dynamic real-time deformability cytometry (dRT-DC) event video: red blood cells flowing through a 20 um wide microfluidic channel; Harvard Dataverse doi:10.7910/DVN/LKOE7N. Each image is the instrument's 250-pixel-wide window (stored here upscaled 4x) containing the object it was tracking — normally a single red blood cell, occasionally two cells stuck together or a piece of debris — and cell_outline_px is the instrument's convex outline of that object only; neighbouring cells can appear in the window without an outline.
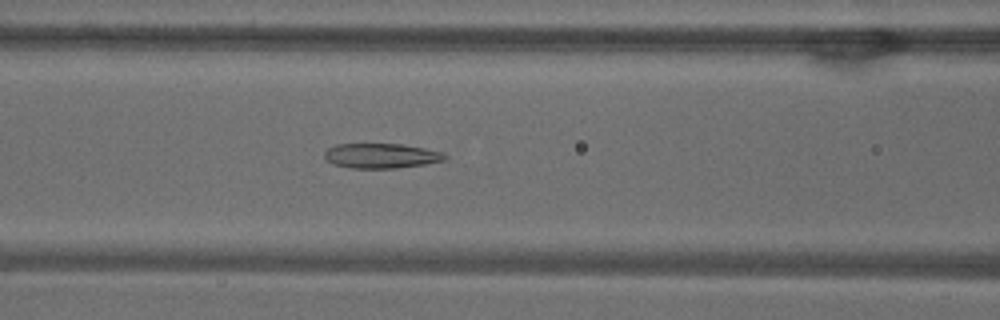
{"species": "common noctule bat (a hibernating species)", "species_latin": "Nyctalus noctula", "temperature_condition": "warm", "stored_images_in_passage": 50, "camera_frame_rate_fps": 3000, "um_per_image_px": 0.085, "animal": {"sex": "male", "body_mass_g": 18.8}, "frame": {"image": 1, "passage_image": 22, "time_ms": 7.0, "image_size_px": [1000, 320], "cell_outline_px": [[448, 160], [428, 164], [396, 168], [348, 168], [332, 164], [324, 156], [324, 152], [328, 148], [336, 144], [400, 144], [424, 148], [444, 152], [448, 156]], "centroid_in_image_um": [32.45, 13.25], "position_along_channel_um": 134.2, "area_um2": 17.69}}
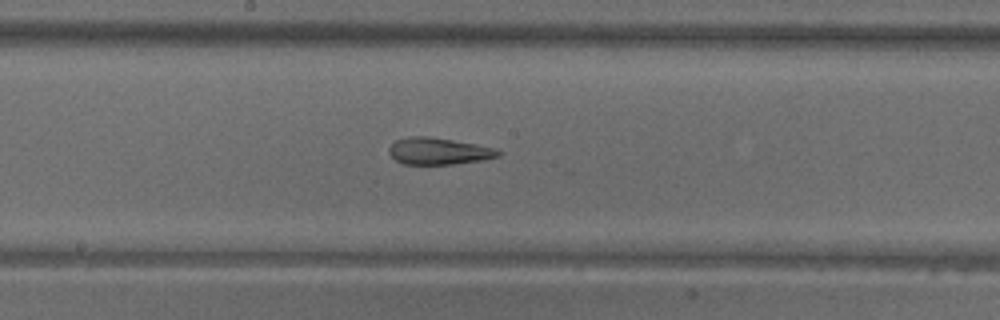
{"frame": {"image": 2, "passage_image": 28, "time_ms": 9.0, "image_size_px": [1000, 320], "cell_outline_px": [[504, 152], [500, 156], [484, 160], [452, 164], [404, 164], [396, 160], [388, 152], [388, 148], [396, 140], [412, 136], [428, 136], [476, 144], [496, 148]], "centroid_in_image_um": [37.33, 12.85], "position_along_channel_um": 210.9, "area_um2": 17.11}}
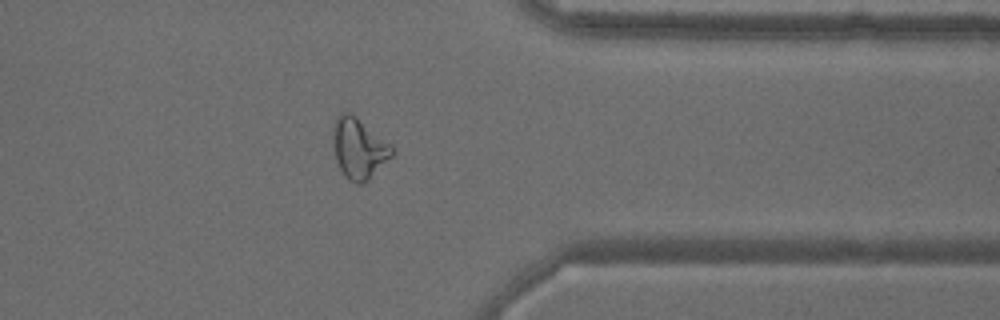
{"frame": {"image": 3, "passage_image": 42, "time_ms": 13.667, "image_size_px": [1000, 320], "cell_outline_px": [[392, 156], [364, 184], [356, 184], [348, 180], [344, 176], [336, 160], [332, 144], [332, 124], [340, 112], [348, 112], [356, 116], [392, 144]], "centroid_in_image_um": [30.47, 12.6], "position_along_channel_um": 380.9, "area_um2": 21.1}}